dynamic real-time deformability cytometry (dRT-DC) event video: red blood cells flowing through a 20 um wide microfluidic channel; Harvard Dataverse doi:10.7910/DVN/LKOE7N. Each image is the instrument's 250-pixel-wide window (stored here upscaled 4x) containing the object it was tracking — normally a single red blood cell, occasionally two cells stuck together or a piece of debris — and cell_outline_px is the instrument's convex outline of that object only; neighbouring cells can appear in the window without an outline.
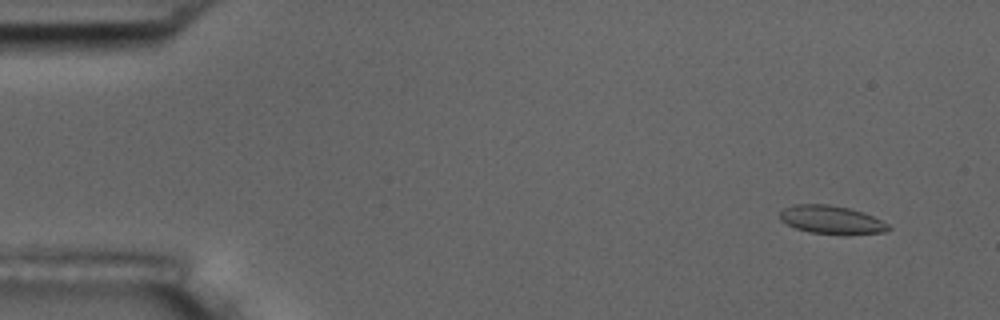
{"species": "common noctule bat (a hibernating species)", "species_latin": "Nyctalus noctula", "temperature_condition": "room temperature", "stored_images_in_passage": 56, "camera_frame_rate_fps": 3000, "um_per_image_px": 0.085, "animal": {"sex": "male", "body_mass_g": 17.5, "forearm_length_mm": 52.3}, "frame": {"image": 1, "passage_image": 5, "time_ms": 1.333, "image_size_px": [1000, 320], "cell_outline_px": [[892, 228], [884, 232], [844, 236], [808, 232], [796, 228], [780, 220], [780, 212], [784, 208], [796, 204], [828, 204], [848, 208], [872, 216], [888, 224]], "centroid_in_image_um": [70.68, 18.71], "position_along_channel_um": 14.3, "area_um2": 18.03}}
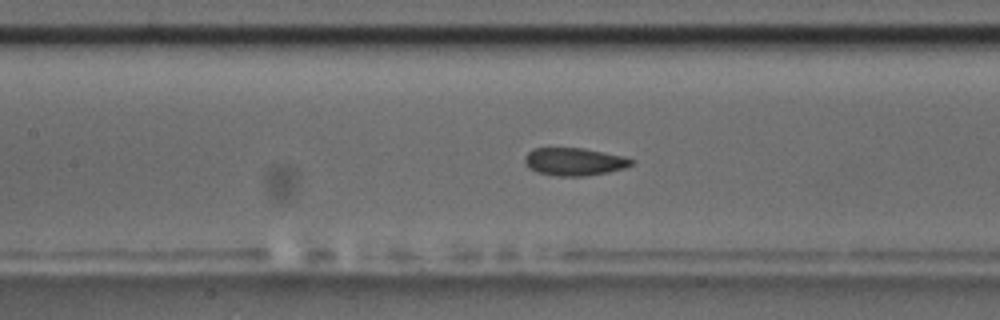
{"frame": {"image": 2, "passage_image": 26, "time_ms": 8.333, "image_size_px": [1000, 320], "cell_outline_px": [[632, 164], [624, 168], [608, 172], [584, 176], [556, 176], [540, 172], [528, 168], [524, 160], [524, 156], [532, 148], [584, 148], [624, 156], [632, 160]], "centroid_in_image_um": [48.78, 13.73], "position_along_channel_um": 158.6, "area_um2": 17.17}}
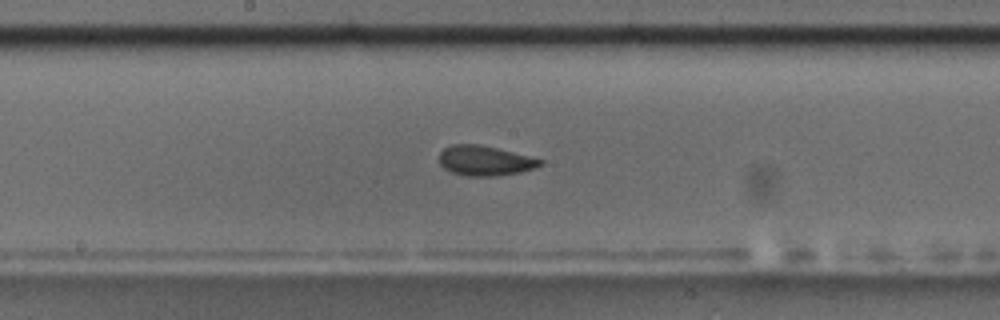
{"frame": {"image": 3, "passage_image": 30, "time_ms": 9.667, "image_size_px": [1000, 320], "cell_outline_px": [[544, 164], [536, 168], [520, 172], [496, 176], [468, 176], [452, 172], [444, 168], [440, 164], [440, 152], [444, 148], [452, 144], [480, 144], [544, 160]], "centroid_in_image_um": [41.23, 13.66], "position_along_channel_um": 207.0, "area_um2": 17.57}, "authors_computed_cell_mechanics": {"area_um2": 17.8024, "velocity_mm_per_s": 3.6621, "shape_relaxation_time_tau1_ms": 5.6754, "shape_relaxation_time_tau2_ms": 2.1293, "deformation_change_tau1": 0.1189, "deformation_change_tau2": 0.0749}}